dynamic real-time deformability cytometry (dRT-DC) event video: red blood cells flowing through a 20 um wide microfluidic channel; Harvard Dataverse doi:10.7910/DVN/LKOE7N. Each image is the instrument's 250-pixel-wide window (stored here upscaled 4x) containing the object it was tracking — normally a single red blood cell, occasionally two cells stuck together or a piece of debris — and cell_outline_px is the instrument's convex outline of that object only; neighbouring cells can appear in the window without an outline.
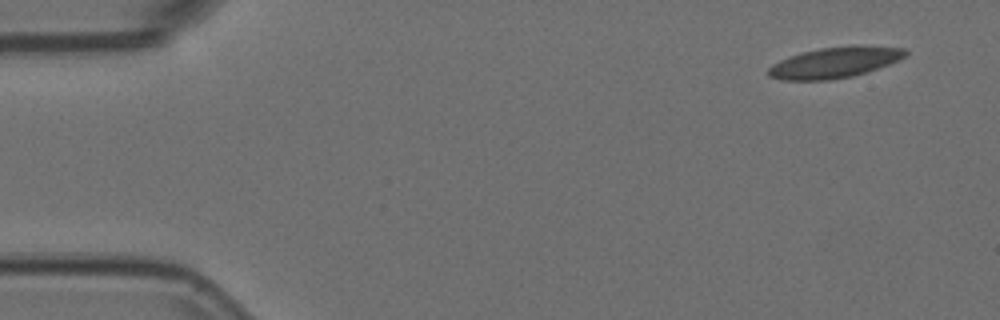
{"species": "Egyptian fruit bat (a non-hibernating species)", "species_latin": "Rousettus aegyptiacus", "temperature_condition": "room temperature", "stored_images_in_passage": 5, "camera_frame_rate_fps": 3000, "um_per_image_px": 0.085, "animal": {"sex": "female"}, "frame": {"image": 1, "passage_image": 1, "time_ms": 0.0, "image_size_px": [1000, 320], "cell_outline_px": [[908, 52], [900, 60], [852, 76], [828, 80], [780, 80], [768, 76], [768, 68], [772, 64], [780, 60], [800, 52], [820, 48], [852, 44], [860, 44], [908, 48]], "centroid_in_image_um": [70.96, 5.28], "position_along_channel_um": 14.0, "area_um2": 24.91}}
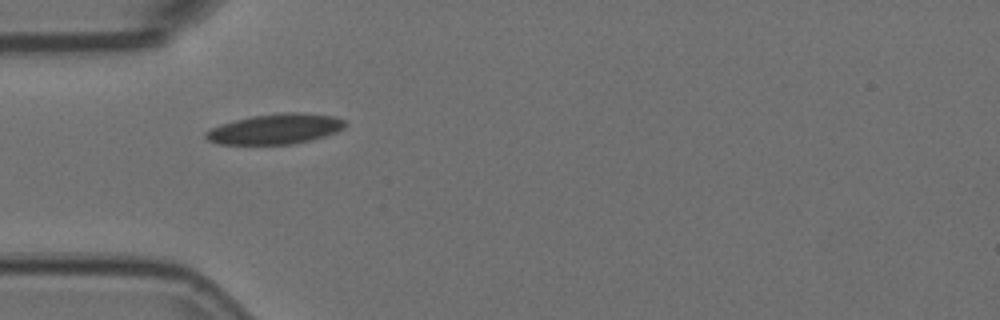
{"frame": {"image": 2, "passage_image": 4, "time_ms": 1.0, "image_size_px": [1000, 320], "cell_outline_px": [[348, 124], [344, 128], [336, 132], [312, 140], [292, 144], [216, 144], [208, 140], [204, 136], [204, 132], [220, 124], [252, 116], [280, 112], [300, 112], [332, 116], [344, 120]], "centroid_in_image_um": [23.41, 10.96], "position_along_channel_um": 61.6, "area_um2": 24.62}}
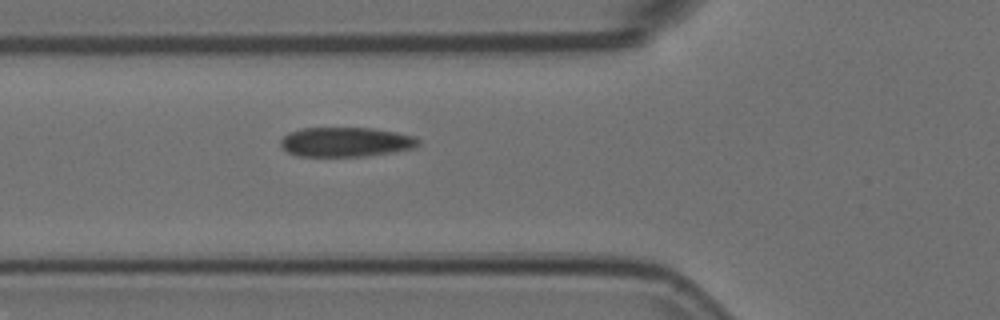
{"frame": {"image": 3, "passage_image": 5, "time_ms": 1.333, "image_size_px": [1000, 320], "cell_outline_px": [[420, 144], [416, 148], [368, 156], [300, 156], [288, 152], [280, 144], [280, 140], [288, 132], [300, 128], [372, 128], [396, 132], [416, 136], [420, 140]], "centroid_in_image_um": [29.43, 12.06], "position_along_channel_um": 96.4, "area_um2": 23.87}}